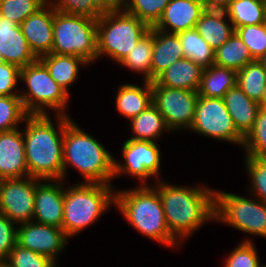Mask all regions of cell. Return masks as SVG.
Returning <instances> with one entry per match:
<instances>
[{"instance_id":"cell-1","label":"cell","mask_w":266,"mask_h":267,"mask_svg":"<svg viewBox=\"0 0 266 267\" xmlns=\"http://www.w3.org/2000/svg\"><path fill=\"white\" fill-rule=\"evenodd\" d=\"M57 129L49 114H28L24 120V149L28 176L63 180V135L68 115L56 114Z\"/></svg>"},{"instance_id":"cell-2","label":"cell","mask_w":266,"mask_h":267,"mask_svg":"<svg viewBox=\"0 0 266 267\" xmlns=\"http://www.w3.org/2000/svg\"><path fill=\"white\" fill-rule=\"evenodd\" d=\"M158 181V182H157ZM170 233L181 243L208 220H215V191L205 186L187 187L156 180Z\"/></svg>"},{"instance_id":"cell-3","label":"cell","mask_w":266,"mask_h":267,"mask_svg":"<svg viewBox=\"0 0 266 267\" xmlns=\"http://www.w3.org/2000/svg\"><path fill=\"white\" fill-rule=\"evenodd\" d=\"M115 206L129 224L146 237L174 248L180 242L170 233L158 191L153 186L139 185L115 192Z\"/></svg>"},{"instance_id":"cell-4","label":"cell","mask_w":266,"mask_h":267,"mask_svg":"<svg viewBox=\"0 0 266 267\" xmlns=\"http://www.w3.org/2000/svg\"><path fill=\"white\" fill-rule=\"evenodd\" d=\"M69 164L80 172L85 183L110 185L114 179V157L72 120L65 125L63 135V180Z\"/></svg>"},{"instance_id":"cell-5","label":"cell","mask_w":266,"mask_h":267,"mask_svg":"<svg viewBox=\"0 0 266 267\" xmlns=\"http://www.w3.org/2000/svg\"><path fill=\"white\" fill-rule=\"evenodd\" d=\"M113 204L115 192L111 185L84 182L64 188V233L69 238L75 236L95 223Z\"/></svg>"},{"instance_id":"cell-6","label":"cell","mask_w":266,"mask_h":267,"mask_svg":"<svg viewBox=\"0 0 266 267\" xmlns=\"http://www.w3.org/2000/svg\"><path fill=\"white\" fill-rule=\"evenodd\" d=\"M150 27L122 9L103 13L97 19V59L108 55L120 63Z\"/></svg>"},{"instance_id":"cell-7","label":"cell","mask_w":266,"mask_h":267,"mask_svg":"<svg viewBox=\"0 0 266 267\" xmlns=\"http://www.w3.org/2000/svg\"><path fill=\"white\" fill-rule=\"evenodd\" d=\"M51 53L73 55L88 63L97 59V19L53 9V47Z\"/></svg>"},{"instance_id":"cell-8","label":"cell","mask_w":266,"mask_h":267,"mask_svg":"<svg viewBox=\"0 0 266 267\" xmlns=\"http://www.w3.org/2000/svg\"><path fill=\"white\" fill-rule=\"evenodd\" d=\"M20 81L27 87L19 96L28 114H47V107L56 114L67 115L65 108L70 95L53 80L39 58L20 69Z\"/></svg>"},{"instance_id":"cell-9","label":"cell","mask_w":266,"mask_h":267,"mask_svg":"<svg viewBox=\"0 0 266 267\" xmlns=\"http://www.w3.org/2000/svg\"><path fill=\"white\" fill-rule=\"evenodd\" d=\"M256 199L215 191V220L266 238V203Z\"/></svg>"},{"instance_id":"cell-10","label":"cell","mask_w":266,"mask_h":267,"mask_svg":"<svg viewBox=\"0 0 266 267\" xmlns=\"http://www.w3.org/2000/svg\"><path fill=\"white\" fill-rule=\"evenodd\" d=\"M189 130L240 146L244 142V137L235 128L223 98L198 95L194 120Z\"/></svg>"},{"instance_id":"cell-11","label":"cell","mask_w":266,"mask_h":267,"mask_svg":"<svg viewBox=\"0 0 266 267\" xmlns=\"http://www.w3.org/2000/svg\"><path fill=\"white\" fill-rule=\"evenodd\" d=\"M197 100L198 91L168 88L152 82V103L171 131L179 128L189 130L194 120Z\"/></svg>"},{"instance_id":"cell-12","label":"cell","mask_w":266,"mask_h":267,"mask_svg":"<svg viewBox=\"0 0 266 267\" xmlns=\"http://www.w3.org/2000/svg\"><path fill=\"white\" fill-rule=\"evenodd\" d=\"M122 155L124 164L114 158V178L125 173L139 178L140 185H147L149 177H158L161 152L155 142L127 139L122 146Z\"/></svg>"},{"instance_id":"cell-13","label":"cell","mask_w":266,"mask_h":267,"mask_svg":"<svg viewBox=\"0 0 266 267\" xmlns=\"http://www.w3.org/2000/svg\"><path fill=\"white\" fill-rule=\"evenodd\" d=\"M40 179L23 178L2 179L0 187V213L15 224L33 220L36 184Z\"/></svg>"},{"instance_id":"cell-14","label":"cell","mask_w":266,"mask_h":267,"mask_svg":"<svg viewBox=\"0 0 266 267\" xmlns=\"http://www.w3.org/2000/svg\"><path fill=\"white\" fill-rule=\"evenodd\" d=\"M18 225L16 243L56 263L57 254L63 251L69 239L63 229L34 221Z\"/></svg>"},{"instance_id":"cell-15","label":"cell","mask_w":266,"mask_h":267,"mask_svg":"<svg viewBox=\"0 0 266 267\" xmlns=\"http://www.w3.org/2000/svg\"><path fill=\"white\" fill-rule=\"evenodd\" d=\"M51 181L40 180L36 184L33 221L36 218L37 223L62 229L64 182L62 179L53 180L54 183Z\"/></svg>"},{"instance_id":"cell-16","label":"cell","mask_w":266,"mask_h":267,"mask_svg":"<svg viewBox=\"0 0 266 267\" xmlns=\"http://www.w3.org/2000/svg\"><path fill=\"white\" fill-rule=\"evenodd\" d=\"M30 49L39 58L53 47V7L47 2L20 24Z\"/></svg>"},{"instance_id":"cell-17","label":"cell","mask_w":266,"mask_h":267,"mask_svg":"<svg viewBox=\"0 0 266 267\" xmlns=\"http://www.w3.org/2000/svg\"><path fill=\"white\" fill-rule=\"evenodd\" d=\"M28 176L24 138L19 128L0 132V179Z\"/></svg>"},{"instance_id":"cell-18","label":"cell","mask_w":266,"mask_h":267,"mask_svg":"<svg viewBox=\"0 0 266 267\" xmlns=\"http://www.w3.org/2000/svg\"><path fill=\"white\" fill-rule=\"evenodd\" d=\"M0 51L4 62L14 64L20 69L38 59L30 49L20 25L1 15Z\"/></svg>"},{"instance_id":"cell-19","label":"cell","mask_w":266,"mask_h":267,"mask_svg":"<svg viewBox=\"0 0 266 267\" xmlns=\"http://www.w3.org/2000/svg\"><path fill=\"white\" fill-rule=\"evenodd\" d=\"M205 10L200 0H170L154 28L175 34L195 28Z\"/></svg>"},{"instance_id":"cell-20","label":"cell","mask_w":266,"mask_h":267,"mask_svg":"<svg viewBox=\"0 0 266 267\" xmlns=\"http://www.w3.org/2000/svg\"><path fill=\"white\" fill-rule=\"evenodd\" d=\"M182 58L184 52L178 34L166 33L153 27L151 82L171 64Z\"/></svg>"},{"instance_id":"cell-21","label":"cell","mask_w":266,"mask_h":267,"mask_svg":"<svg viewBox=\"0 0 266 267\" xmlns=\"http://www.w3.org/2000/svg\"><path fill=\"white\" fill-rule=\"evenodd\" d=\"M223 100L235 128L245 137L254 126L260 104L250 99L238 85L229 89Z\"/></svg>"},{"instance_id":"cell-22","label":"cell","mask_w":266,"mask_h":267,"mask_svg":"<svg viewBox=\"0 0 266 267\" xmlns=\"http://www.w3.org/2000/svg\"><path fill=\"white\" fill-rule=\"evenodd\" d=\"M203 68L190 59L182 58L171 64L154 82L158 86L198 91Z\"/></svg>"},{"instance_id":"cell-23","label":"cell","mask_w":266,"mask_h":267,"mask_svg":"<svg viewBox=\"0 0 266 267\" xmlns=\"http://www.w3.org/2000/svg\"><path fill=\"white\" fill-rule=\"evenodd\" d=\"M224 10L206 9L195 25L201 37L217 50L235 32ZM230 22V23H229Z\"/></svg>"},{"instance_id":"cell-24","label":"cell","mask_w":266,"mask_h":267,"mask_svg":"<svg viewBox=\"0 0 266 267\" xmlns=\"http://www.w3.org/2000/svg\"><path fill=\"white\" fill-rule=\"evenodd\" d=\"M143 86L135 84H122L116 96V107L118 112L132 119L143 112L152 104V82L144 80Z\"/></svg>"},{"instance_id":"cell-25","label":"cell","mask_w":266,"mask_h":267,"mask_svg":"<svg viewBox=\"0 0 266 267\" xmlns=\"http://www.w3.org/2000/svg\"><path fill=\"white\" fill-rule=\"evenodd\" d=\"M50 72L53 80L69 94V87L78 77L79 67L89 65L81 57L47 53L39 57Z\"/></svg>"},{"instance_id":"cell-26","label":"cell","mask_w":266,"mask_h":267,"mask_svg":"<svg viewBox=\"0 0 266 267\" xmlns=\"http://www.w3.org/2000/svg\"><path fill=\"white\" fill-rule=\"evenodd\" d=\"M237 85V71L213 64L203 69L198 95L223 98L226 92Z\"/></svg>"},{"instance_id":"cell-27","label":"cell","mask_w":266,"mask_h":267,"mask_svg":"<svg viewBox=\"0 0 266 267\" xmlns=\"http://www.w3.org/2000/svg\"><path fill=\"white\" fill-rule=\"evenodd\" d=\"M130 124L134 137L128 139L133 140L155 142V139L159 138L164 131H171L164 117L153 103L132 118Z\"/></svg>"},{"instance_id":"cell-28","label":"cell","mask_w":266,"mask_h":267,"mask_svg":"<svg viewBox=\"0 0 266 267\" xmlns=\"http://www.w3.org/2000/svg\"><path fill=\"white\" fill-rule=\"evenodd\" d=\"M265 0H232L224 9L234 30L246 25L265 22Z\"/></svg>"},{"instance_id":"cell-29","label":"cell","mask_w":266,"mask_h":267,"mask_svg":"<svg viewBox=\"0 0 266 267\" xmlns=\"http://www.w3.org/2000/svg\"><path fill=\"white\" fill-rule=\"evenodd\" d=\"M252 61L249 49L235 32L215 50L214 64L237 72Z\"/></svg>"},{"instance_id":"cell-30","label":"cell","mask_w":266,"mask_h":267,"mask_svg":"<svg viewBox=\"0 0 266 267\" xmlns=\"http://www.w3.org/2000/svg\"><path fill=\"white\" fill-rule=\"evenodd\" d=\"M184 58L190 59L203 69L214 64L215 50L201 37L195 28L177 33Z\"/></svg>"},{"instance_id":"cell-31","label":"cell","mask_w":266,"mask_h":267,"mask_svg":"<svg viewBox=\"0 0 266 267\" xmlns=\"http://www.w3.org/2000/svg\"><path fill=\"white\" fill-rule=\"evenodd\" d=\"M153 51V27L138 41L128 55L119 63L132 71L141 72L143 80L151 82V60Z\"/></svg>"},{"instance_id":"cell-32","label":"cell","mask_w":266,"mask_h":267,"mask_svg":"<svg viewBox=\"0 0 266 267\" xmlns=\"http://www.w3.org/2000/svg\"><path fill=\"white\" fill-rule=\"evenodd\" d=\"M237 85L252 100L260 102L266 86V71L258 60L248 63L237 72Z\"/></svg>"},{"instance_id":"cell-33","label":"cell","mask_w":266,"mask_h":267,"mask_svg":"<svg viewBox=\"0 0 266 267\" xmlns=\"http://www.w3.org/2000/svg\"><path fill=\"white\" fill-rule=\"evenodd\" d=\"M170 0H123L122 10L154 27Z\"/></svg>"},{"instance_id":"cell-34","label":"cell","mask_w":266,"mask_h":267,"mask_svg":"<svg viewBox=\"0 0 266 267\" xmlns=\"http://www.w3.org/2000/svg\"><path fill=\"white\" fill-rule=\"evenodd\" d=\"M27 115L19 95L0 96V132L18 128Z\"/></svg>"},{"instance_id":"cell-35","label":"cell","mask_w":266,"mask_h":267,"mask_svg":"<svg viewBox=\"0 0 266 267\" xmlns=\"http://www.w3.org/2000/svg\"><path fill=\"white\" fill-rule=\"evenodd\" d=\"M245 156L261 157L266 153V108H260L253 128L244 137Z\"/></svg>"},{"instance_id":"cell-36","label":"cell","mask_w":266,"mask_h":267,"mask_svg":"<svg viewBox=\"0 0 266 267\" xmlns=\"http://www.w3.org/2000/svg\"><path fill=\"white\" fill-rule=\"evenodd\" d=\"M46 3L47 0H0V15L20 25Z\"/></svg>"},{"instance_id":"cell-37","label":"cell","mask_w":266,"mask_h":267,"mask_svg":"<svg viewBox=\"0 0 266 267\" xmlns=\"http://www.w3.org/2000/svg\"><path fill=\"white\" fill-rule=\"evenodd\" d=\"M235 33L242 39L254 60H258L266 53V24L246 25L235 29Z\"/></svg>"},{"instance_id":"cell-38","label":"cell","mask_w":266,"mask_h":267,"mask_svg":"<svg viewBox=\"0 0 266 267\" xmlns=\"http://www.w3.org/2000/svg\"><path fill=\"white\" fill-rule=\"evenodd\" d=\"M5 264L8 267H56V263L47 256L21 247L17 243L11 250Z\"/></svg>"},{"instance_id":"cell-39","label":"cell","mask_w":266,"mask_h":267,"mask_svg":"<svg viewBox=\"0 0 266 267\" xmlns=\"http://www.w3.org/2000/svg\"><path fill=\"white\" fill-rule=\"evenodd\" d=\"M245 164L251 178V198L257 197L266 203V162L260 157L245 156ZM253 192V193H252ZM256 195V196H255Z\"/></svg>"},{"instance_id":"cell-40","label":"cell","mask_w":266,"mask_h":267,"mask_svg":"<svg viewBox=\"0 0 266 267\" xmlns=\"http://www.w3.org/2000/svg\"><path fill=\"white\" fill-rule=\"evenodd\" d=\"M224 264V267H259L261 263L255 245L247 239L231 251Z\"/></svg>"},{"instance_id":"cell-41","label":"cell","mask_w":266,"mask_h":267,"mask_svg":"<svg viewBox=\"0 0 266 267\" xmlns=\"http://www.w3.org/2000/svg\"><path fill=\"white\" fill-rule=\"evenodd\" d=\"M54 10L76 15H86L98 19L103 12L95 4H85V0H47Z\"/></svg>"},{"instance_id":"cell-42","label":"cell","mask_w":266,"mask_h":267,"mask_svg":"<svg viewBox=\"0 0 266 267\" xmlns=\"http://www.w3.org/2000/svg\"><path fill=\"white\" fill-rule=\"evenodd\" d=\"M6 215L0 213V262H5L16 245L17 228Z\"/></svg>"},{"instance_id":"cell-43","label":"cell","mask_w":266,"mask_h":267,"mask_svg":"<svg viewBox=\"0 0 266 267\" xmlns=\"http://www.w3.org/2000/svg\"><path fill=\"white\" fill-rule=\"evenodd\" d=\"M17 80H20V68L7 62L0 63V96L19 95L15 92Z\"/></svg>"},{"instance_id":"cell-44","label":"cell","mask_w":266,"mask_h":267,"mask_svg":"<svg viewBox=\"0 0 266 267\" xmlns=\"http://www.w3.org/2000/svg\"><path fill=\"white\" fill-rule=\"evenodd\" d=\"M123 0H85V4H95L103 13L120 10Z\"/></svg>"},{"instance_id":"cell-45","label":"cell","mask_w":266,"mask_h":267,"mask_svg":"<svg viewBox=\"0 0 266 267\" xmlns=\"http://www.w3.org/2000/svg\"><path fill=\"white\" fill-rule=\"evenodd\" d=\"M232 0H200L205 9L224 10Z\"/></svg>"},{"instance_id":"cell-46","label":"cell","mask_w":266,"mask_h":267,"mask_svg":"<svg viewBox=\"0 0 266 267\" xmlns=\"http://www.w3.org/2000/svg\"><path fill=\"white\" fill-rule=\"evenodd\" d=\"M261 108H266V86L264 87L262 99L259 102Z\"/></svg>"},{"instance_id":"cell-47","label":"cell","mask_w":266,"mask_h":267,"mask_svg":"<svg viewBox=\"0 0 266 267\" xmlns=\"http://www.w3.org/2000/svg\"><path fill=\"white\" fill-rule=\"evenodd\" d=\"M258 61L261 63L264 70L266 71V53L261 58H259Z\"/></svg>"},{"instance_id":"cell-48","label":"cell","mask_w":266,"mask_h":267,"mask_svg":"<svg viewBox=\"0 0 266 267\" xmlns=\"http://www.w3.org/2000/svg\"><path fill=\"white\" fill-rule=\"evenodd\" d=\"M260 158L266 162V153H264Z\"/></svg>"},{"instance_id":"cell-49","label":"cell","mask_w":266,"mask_h":267,"mask_svg":"<svg viewBox=\"0 0 266 267\" xmlns=\"http://www.w3.org/2000/svg\"><path fill=\"white\" fill-rule=\"evenodd\" d=\"M264 14H265V24H266V0H265V8H264Z\"/></svg>"},{"instance_id":"cell-50","label":"cell","mask_w":266,"mask_h":267,"mask_svg":"<svg viewBox=\"0 0 266 267\" xmlns=\"http://www.w3.org/2000/svg\"><path fill=\"white\" fill-rule=\"evenodd\" d=\"M0 267H8L5 262H0Z\"/></svg>"},{"instance_id":"cell-51","label":"cell","mask_w":266,"mask_h":267,"mask_svg":"<svg viewBox=\"0 0 266 267\" xmlns=\"http://www.w3.org/2000/svg\"><path fill=\"white\" fill-rule=\"evenodd\" d=\"M4 62L1 51H0V63Z\"/></svg>"}]
</instances>
